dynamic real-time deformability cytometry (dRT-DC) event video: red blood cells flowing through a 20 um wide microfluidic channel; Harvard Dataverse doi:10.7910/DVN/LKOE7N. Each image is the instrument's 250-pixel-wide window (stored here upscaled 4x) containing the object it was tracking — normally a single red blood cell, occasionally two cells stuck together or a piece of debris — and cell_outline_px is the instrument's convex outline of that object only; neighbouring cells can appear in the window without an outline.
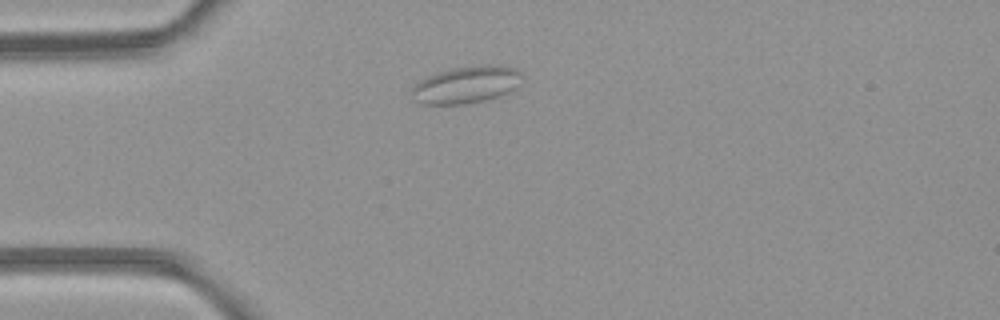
{"species": "common noctule bat (a hibernating species)", "species_latin": "Nyctalus noctula", "temperature_condition": "room temperature", "stored_images_in_passage": 1, "camera_frame_rate_fps": 3000, "um_per_image_px": 0.085, "animal": {"sex": "female", "body_mass_g": 21.9}, "frame": {"image": 1, "passage_image": 1, "time_ms": 0.0, "image_size_px": [1000, 320], "cell_outline_px": [[524, 76], [520, 84], [516, 88], [500, 96], [468, 104], [420, 104], [412, 100], [412, 84], [436, 72], [448, 68], [476, 64], [500, 64], [516, 68], [524, 72]], "centroid_in_image_um": [39.67, 7.17], "position_along_channel_um": 45.3, "area_um2": 24.8}}